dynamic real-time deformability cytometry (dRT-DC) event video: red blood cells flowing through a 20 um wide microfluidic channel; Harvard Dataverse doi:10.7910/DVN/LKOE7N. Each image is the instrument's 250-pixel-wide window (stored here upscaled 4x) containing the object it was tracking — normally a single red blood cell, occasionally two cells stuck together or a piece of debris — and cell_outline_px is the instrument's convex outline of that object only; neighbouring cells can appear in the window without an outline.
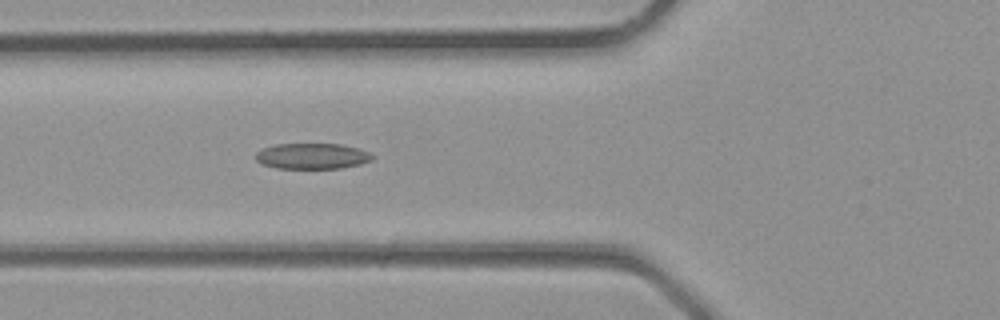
{"species": "common noctule bat (a hibernating species)", "species_latin": "Nyctalus noctula", "temperature_condition": "room temperature", "stored_images_in_passage": 35, "camera_frame_rate_fps": 3000, "um_per_image_px": 0.085, "animal": {"sex": "male", "body_mass_g": 23.1, "forearm_length_mm": 52.7}, "frame": {"image": 1, "passage_image": 14, "time_ms": 4.333, "image_size_px": [1000, 320], "cell_outline_px": [[376, 156], [372, 160], [360, 164], [340, 168], [276, 168], [264, 164], [256, 160], [256, 152], [264, 148], [276, 144], [340, 144], [356, 148], [368, 152]], "centroid_in_image_um": [26.55, 13.27], "position_along_channel_um": 99.2, "area_um2": 17.34}}
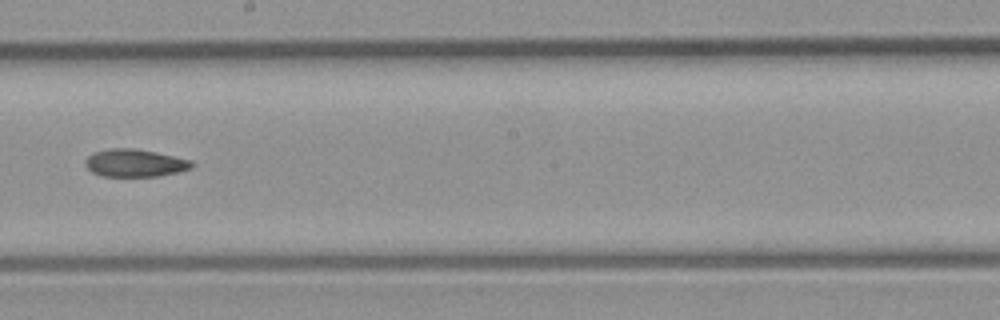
{"frame": {"image": 2, "passage_image": 21, "time_ms": 6.667, "image_size_px": [1000, 320], "cell_outline_px": [[196, 164], [192, 168], [160, 176], [100, 176], [92, 172], [84, 164], [84, 160], [88, 156], [96, 152], [112, 148], [132, 148], [156, 152], [192, 160]], "centroid_in_image_um": [11.48, 13.86], "position_along_channel_um": 236.7, "area_um2": 17.17}}
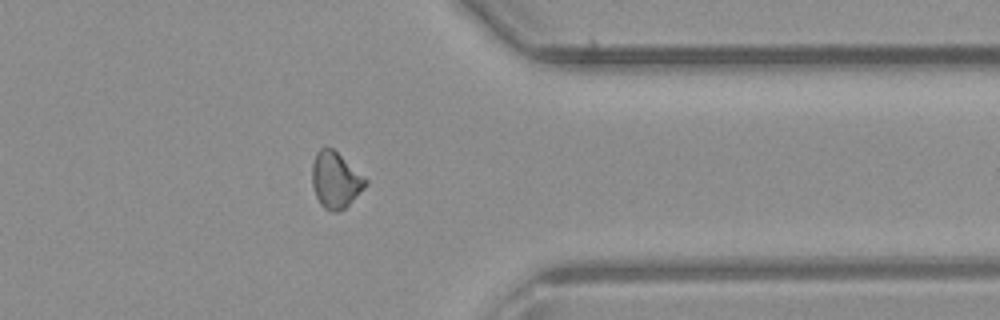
{"frame": {"image": 3, "passage_image": 29, "time_ms": 9.333, "image_size_px": [1000, 320], "cell_outline_px": [[368, 184], [340, 212], [332, 212], [324, 208], [320, 204], [316, 196], [312, 184], [312, 164], [316, 152], [320, 148], [332, 148], [368, 180]], "centroid_in_image_um": [28.5, 15.32], "position_along_channel_um": 382.9, "area_um2": 17.28}}